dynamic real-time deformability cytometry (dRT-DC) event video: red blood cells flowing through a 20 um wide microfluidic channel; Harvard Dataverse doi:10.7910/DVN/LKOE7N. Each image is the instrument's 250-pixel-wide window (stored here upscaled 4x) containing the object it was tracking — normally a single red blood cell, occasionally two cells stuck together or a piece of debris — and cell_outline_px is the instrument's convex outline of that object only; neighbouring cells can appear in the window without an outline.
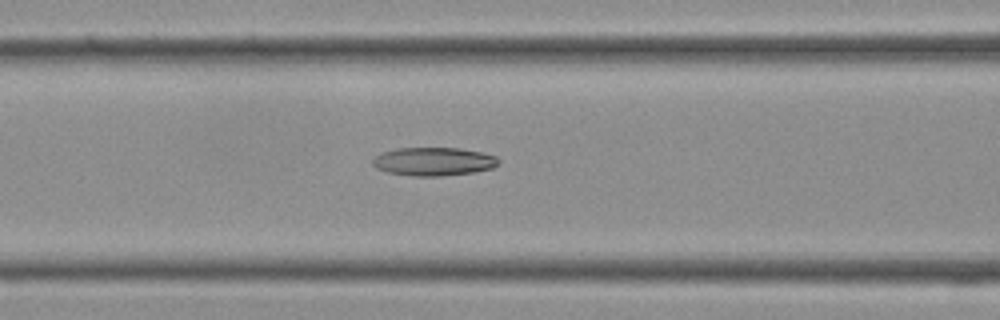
{"species": "Egyptian fruit bat (a non-hibernating species)", "species_latin": "Rousettus aegyptiacus", "temperature_condition": "cold", "stored_images_in_passage": 34, "camera_frame_rate_fps": 3000, "um_per_image_px": 0.085, "frame": {"image": 1, "passage_image": 12, "time_ms": 3.667, "image_size_px": [1000, 320], "cell_outline_px": [[500, 164], [492, 168], [472, 172], [440, 176], [412, 176], [388, 172], [376, 168], [372, 164], [372, 160], [380, 152], [396, 148], [460, 148], [480, 152], [496, 156], [500, 160]], "centroid_in_image_um": [36.84, 13.72], "position_along_channel_um": 129.8, "area_um2": 20.87}}
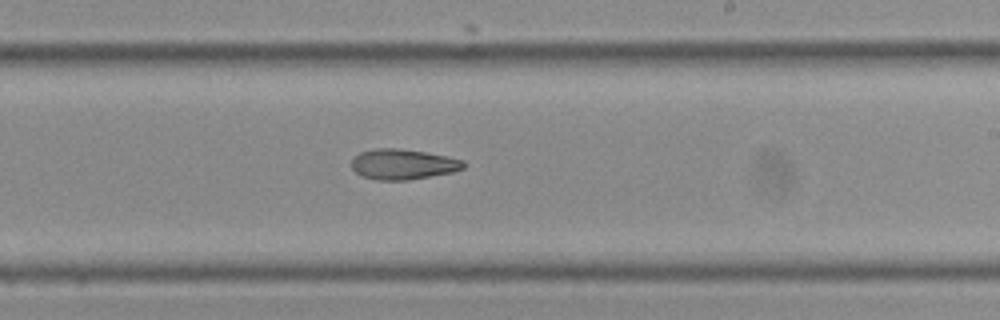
{"frame": {"image": 2, "passage_image": 19, "time_ms": 6.0, "image_size_px": [1000, 320], "cell_outline_px": [[468, 164], [464, 168], [452, 172], [408, 180], [376, 180], [360, 176], [352, 168], [352, 160], [360, 152], [376, 148], [396, 148], [424, 152], [448, 156], [464, 160]], "centroid_in_image_um": [34.27, 13.96], "position_along_channel_um": 254.7, "area_um2": 19.88}}
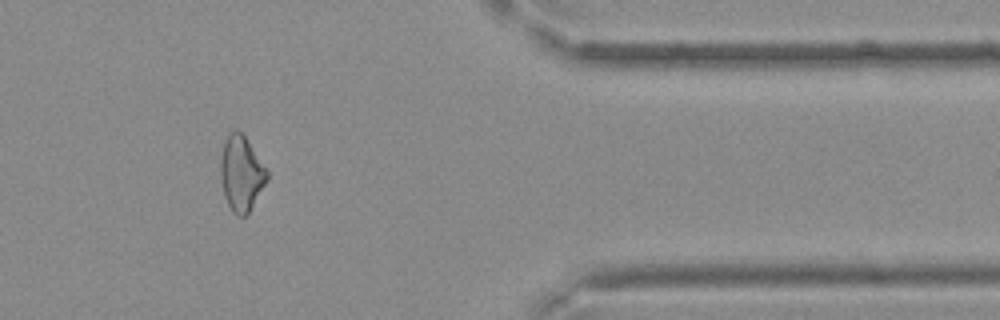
{"frame": {"image": 3, "passage_image": 28, "time_ms": 9.0, "image_size_px": [1000, 320], "cell_outline_px": [[268, 176], [264, 184], [248, 212], [244, 216], [236, 216], [232, 212], [224, 196], [220, 176], [220, 160], [224, 144], [228, 132], [240, 132], [244, 136], [268, 168]], "centroid_in_image_um": [20.5, 14.74], "position_along_channel_um": 390.9, "area_um2": 20.06}}